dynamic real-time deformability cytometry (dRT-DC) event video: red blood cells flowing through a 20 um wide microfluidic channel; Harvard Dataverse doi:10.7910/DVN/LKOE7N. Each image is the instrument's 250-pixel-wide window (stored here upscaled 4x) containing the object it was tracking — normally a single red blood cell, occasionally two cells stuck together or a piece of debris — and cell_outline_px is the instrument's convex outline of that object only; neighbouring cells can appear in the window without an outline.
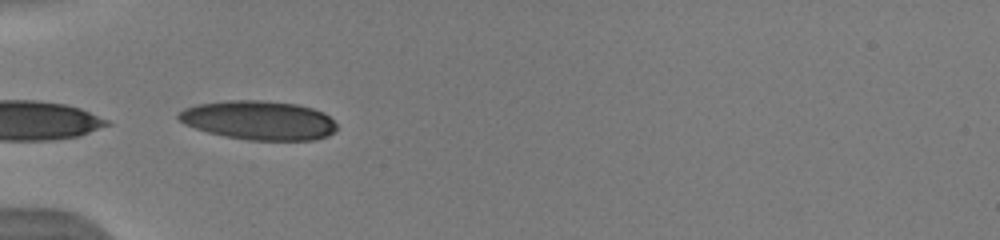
{"species": "human", "species_latin": "Homo sapiens", "temperature_condition": "warm", "stored_images_in_passage": 8, "camera_frame_rate_fps": 3000, "um_per_image_px": 0.085, "donor": {"sex": "male"}, "frame": {"image": 1, "passage_image": 1, "time_ms": 0.0, "image_size_px": [1000, 240], "cell_outline_px": [[336, 132], [328, 136], [316, 140], [248, 140], [224, 136], [208, 132], [184, 124], [176, 116], [176, 112], [184, 108], [196, 104], [228, 100], [260, 100], [296, 104], [312, 108], [324, 112], [336, 124]], "centroid_in_image_um": [21.99, 10.22], "position_along_channel_um": 63.0, "area_um2": 36.24}}